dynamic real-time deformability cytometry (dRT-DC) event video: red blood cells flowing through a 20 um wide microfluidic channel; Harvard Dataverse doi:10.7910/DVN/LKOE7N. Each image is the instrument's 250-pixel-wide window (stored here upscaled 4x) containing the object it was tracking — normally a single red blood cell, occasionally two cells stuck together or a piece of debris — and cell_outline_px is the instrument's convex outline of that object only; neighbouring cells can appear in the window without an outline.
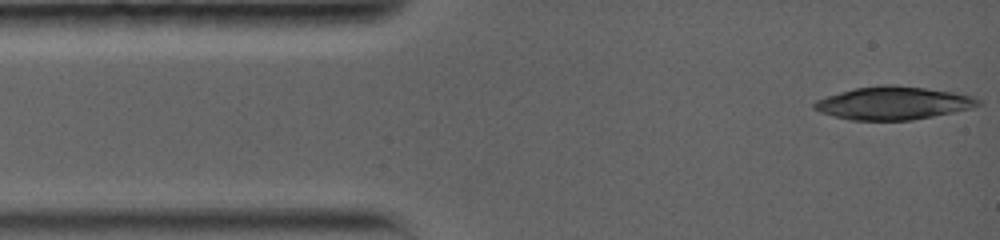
{"species": "common noctule bat (a hibernating species)", "species_latin": "Nyctalus noctula", "temperature_condition": "warm", "stored_images_in_passage": 1, "camera_frame_rate_fps": 5000, "um_per_image_px": 0.085, "animal": {"sex": "female", "body_mass_g": 19.0, "forearm_length_mm": 56.7}, "frame": {"image": 1, "passage_image": 1, "time_ms": 0.0, "image_size_px": [1000, 240], "cell_outline_px": [[980, 104], [972, 108], [912, 120], [852, 120], [820, 112], [812, 108], [812, 104], [816, 100], [840, 92], [856, 88], [892, 84], [924, 88], [952, 92], [972, 96], [980, 100]], "centroid_in_image_um": [75.91, 8.76], "position_along_channel_um": 9.1, "area_um2": 31.04}}